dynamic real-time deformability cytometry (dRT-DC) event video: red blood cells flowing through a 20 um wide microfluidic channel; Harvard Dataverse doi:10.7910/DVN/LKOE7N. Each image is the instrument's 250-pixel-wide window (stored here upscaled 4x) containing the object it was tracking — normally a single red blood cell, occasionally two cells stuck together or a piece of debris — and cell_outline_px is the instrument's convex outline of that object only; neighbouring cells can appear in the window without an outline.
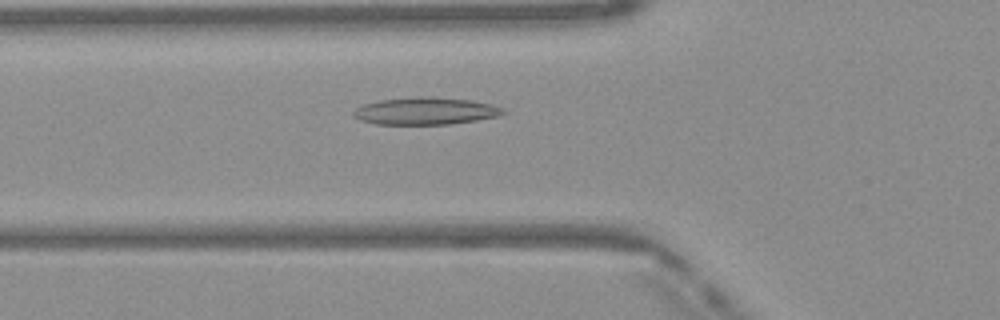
{"species": "Egyptian fruit bat (a non-hibernating species)", "species_latin": "Rousettus aegyptiacus", "temperature_condition": "warm", "stored_images_in_passage": 39, "camera_frame_rate_fps": 3000, "um_per_image_px": 0.085, "frame": {"image": 1, "passage_image": 7, "time_ms": 2.0, "image_size_px": [1000, 320], "cell_outline_px": [[508, 112], [496, 116], [476, 120], [448, 124], [376, 124], [360, 120], [352, 116], [352, 112], [356, 108], [364, 104], [380, 100], [416, 96], [428, 96], [472, 100], [492, 104], [504, 108]], "centroid_in_image_um": [36.17, 9.43], "position_along_channel_um": 89.6, "area_um2": 23.87}}
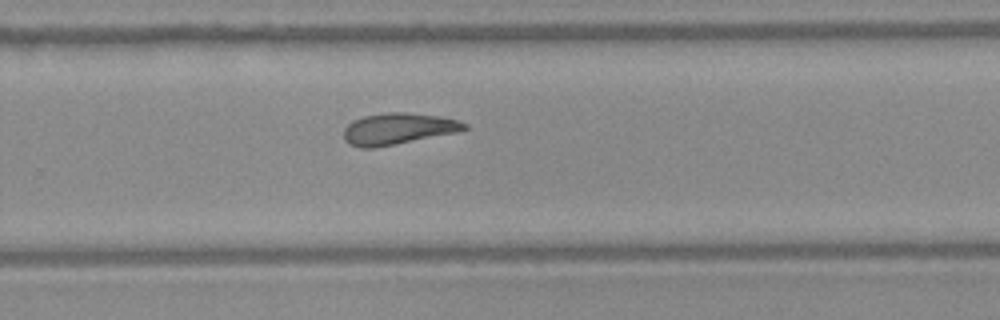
{"frame": {"image": 2, "passage_image": 22, "time_ms": 7.0, "image_size_px": [1000, 320], "cell_outline_px": [[468, 128], [456, 132], [376, 148], [360, 148], [348, 144], [344, 140], [344, 128], [352, 120], [364, 116], [388, 112], [404, 112], [440, 116], [456, 120], [468, 124]], "centroid_in_image_um": [33.79, 10.95], "position_along_channel_um": 296.0, "area_um2": 22.08}}
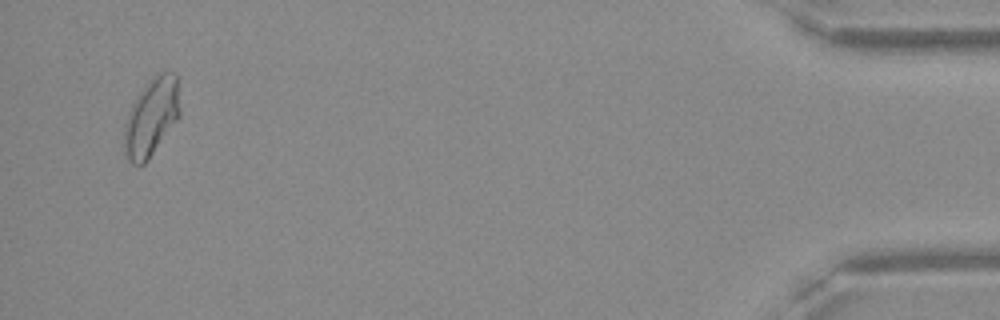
{"frame": {"image": 3, "passage_image": 37, "time_ms": 12.0, "image_size_px": [1000, 320], "cell_outline_px": [[180, 116], [148, 160], [144, 164], [132, 164], [128, 160], [124, 152], [124, 124], [128, 112], [136, 96], [144, 84], [152, 76], [160, 72], [176, 72], [180, 76]], "centroid_in_image_um": [12.9, 9.89], "position_along_channel_um": 422.3, "area_um2": 26.01}, "authors_computed_cell_mechanics": {"area_um2": 22.3108, "velocity_mm_per_s": 4.118, "shape_relaxation_time_tau1_ms": null, "shape_relaxation_time_tau2_ms": 2.6794, "deformation_change_tau1": null, "deformation_change_tau2": 0.099}}